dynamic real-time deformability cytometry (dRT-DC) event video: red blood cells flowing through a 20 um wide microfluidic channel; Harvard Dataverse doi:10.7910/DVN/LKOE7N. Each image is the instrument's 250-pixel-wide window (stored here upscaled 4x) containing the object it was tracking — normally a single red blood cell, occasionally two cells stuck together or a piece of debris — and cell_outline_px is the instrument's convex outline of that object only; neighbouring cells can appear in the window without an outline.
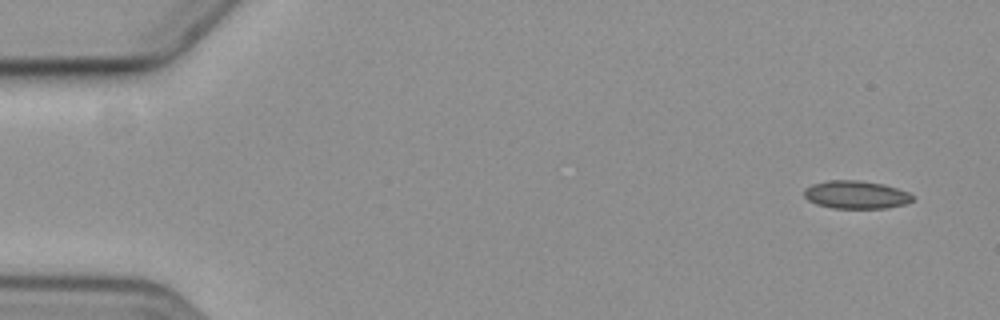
{"species": "common noctule bat (a hibernating species)", "species_latin": "Nyctalus noctula", "temperature_condition": "cold", "stored_images_in_passage": 4, "camera_frame_rate_fps": 3000, "um_per_image_px": 0.085, "animal": {"sex": "female", "body_mass_g": 19.3, "forearm_length_mm": 54.1}, "frame": {"image": 1, "passage_image": 1, "time_ms": 0.0, "image_size_px": [1000, 320], "cell_outline_px": [[912, 200], [904, 204], [884, 208], [832, 208], [816, 204], [808, 200], [804, 196], [804, 188], [812, 184], [828, 180], [856, 180], [884, 184], [908, 192], [912, 196]], "centroid_in_image_um": [72.71, 16.54], "position_along_channel_um": 12.3, "area_um2": 17.57}}
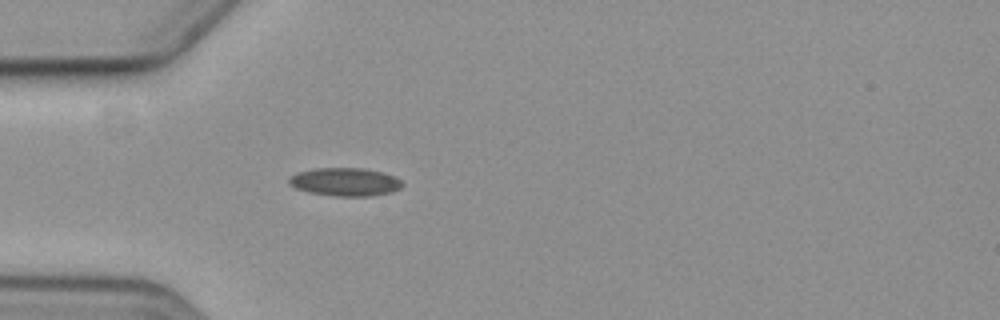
{"frame": {"image": 2, "passage_image": 4, "time_ms": 4.667, "image_size_px": [1000, 320], "cell_outline_px": [[404, 184], [400, 188], [392, 192], [372, 196], [336, 196], [308, 192], [296, 188], [288, 184], [288, 180], [296, 172], [316, 168], [364, 168], [380, 172], [392, 176], [400, 180]], "centroid_in_image_um": [29.32, 15.46], "position_along_channel_um": 55.7, "area_um2": 18.55}}